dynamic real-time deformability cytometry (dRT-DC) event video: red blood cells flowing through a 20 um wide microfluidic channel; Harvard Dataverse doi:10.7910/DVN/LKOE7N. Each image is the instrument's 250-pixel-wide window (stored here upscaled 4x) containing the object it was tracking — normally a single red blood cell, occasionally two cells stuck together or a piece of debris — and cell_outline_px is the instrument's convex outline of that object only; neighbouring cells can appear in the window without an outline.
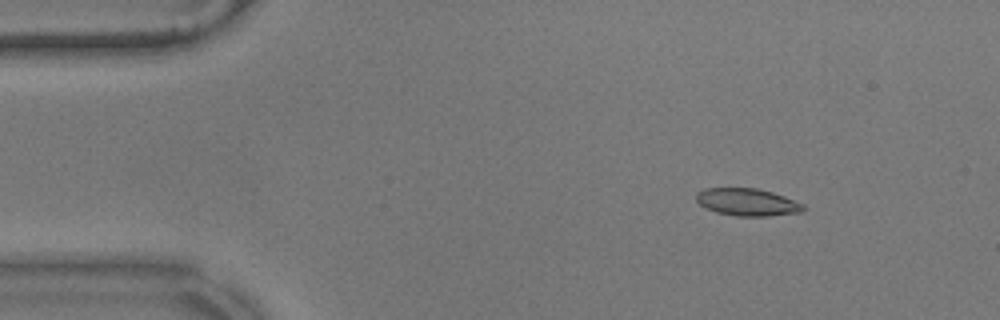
{"species": "common noctule bat (a hibernating species)", "species_latin": "Nyctalus noctula", "temperature_condition": "warm", "stored_images_in_passage": 54, "camera_frame_rate_fps": 3000, "um_per_image_px": 0.085, "animal": {"sex": "male", "body_mass_g": 17.9}, "frame": {"image": 1, "passage_image": 6, "time_ms": 1.667, "image_size_px": [1000, 320], "cell_outline_px": [[804, 208], [800, 212], [768, 216], [736, 216], [716, 212], [700, 204], [696, 200], [696, 192], [704, 188], [756, 188], [772, 192], [784, 196], [804, 204]], "centroid_in_image_um": [63.5, 17.17], "position_along_channel_um": 21.5, "area_um2": 16.99}}
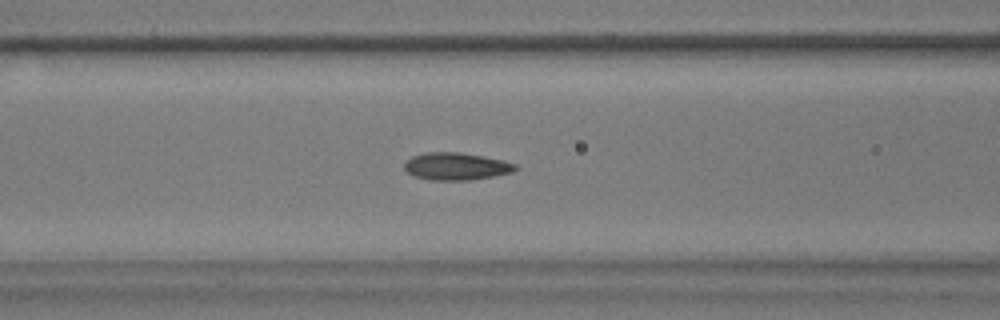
{"frame": {"image": 2, "passage_image": 21, "time_ms": 6.667, "image_size_px": [1000, 320], "cell_outline_px": [[520, 168], [512, 172], [492, 176], [468, 180], [432, 180], [416, 176], [408, 172], [404, 168], [404, 164], [412, 156], [428, 152], [460, 152], [484, 156], [504, 160], [516, 164]], "centroid_in_image_um": [38.82, 14.13], "position_along_channel_um": 127.8, "area_um2": 17.63}}
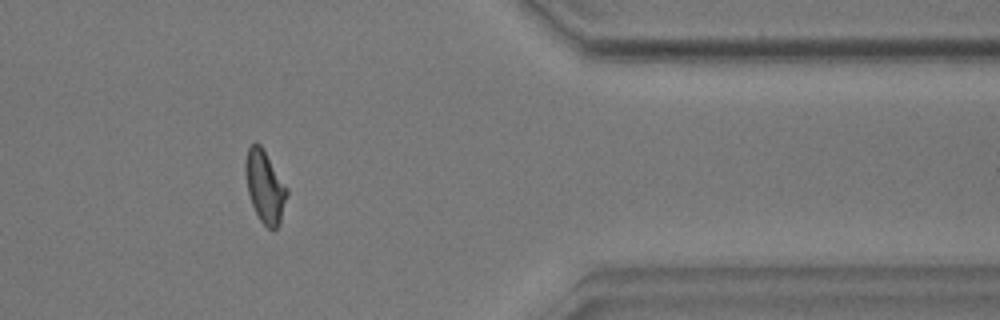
{"frame": {"image": 3, "passage_image": 45, "time_ms": 14.667, "image_size_px": [1000, 320], "cell_outline_px": [[288, 196], [280, 224], [276, 228], [268, 228], [260, 220], [252, 204], [248, 192], [244, 172], [244, 160], [248, 148], [252, 144], [260, 144], [288, 188]], "centroid_in_image_um": [22.52, 15.87], "position_along_channel_um": 388.9, "area_um2": 17.46}}